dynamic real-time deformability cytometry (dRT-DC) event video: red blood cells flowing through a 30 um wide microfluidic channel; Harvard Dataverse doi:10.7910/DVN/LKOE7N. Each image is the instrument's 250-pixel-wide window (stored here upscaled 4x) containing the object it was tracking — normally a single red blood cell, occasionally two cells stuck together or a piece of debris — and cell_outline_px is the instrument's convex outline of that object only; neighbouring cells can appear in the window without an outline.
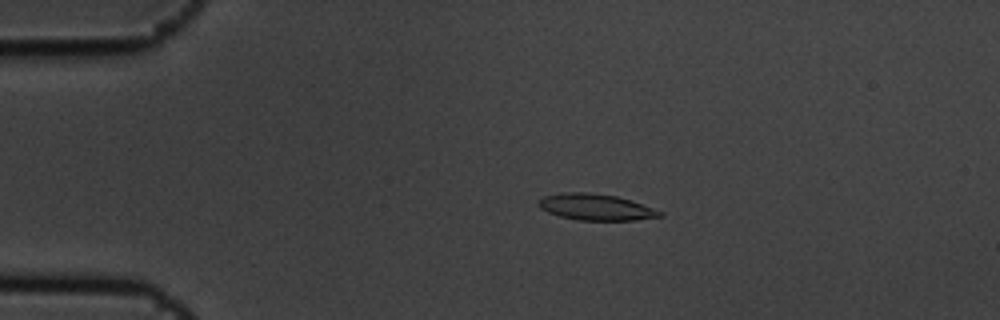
{"species": "common noctule bat (a hibernating species)", "species_latin": "Nyctalus noctula", "temperature_condition": "cold", "stored_images_in_passage": 6, "camera_frame_rate_fps": 3000, "um_per_image_px": 0.085, "animal": {"sex": "male", "body_mass_g": 19.5, "forearm_length_mm": 54.6}, "frame": {"image": 1, "passage_image": 3, "time_ms": 0.667, "image_size_px": [1000, 320], "cell_outline_px": [[664, 216], [636, 220], [576, 220], [560, 216], [548, 212], [540, 208], [540, 200], [544, 196], [564, 192], [588, 192], [616, 196], [632, 200], [664, 212]], "centroid_in_image_um": [50.7, 17.6], "position_along_channel_um": 34.3, "area_um2": 18.55}}
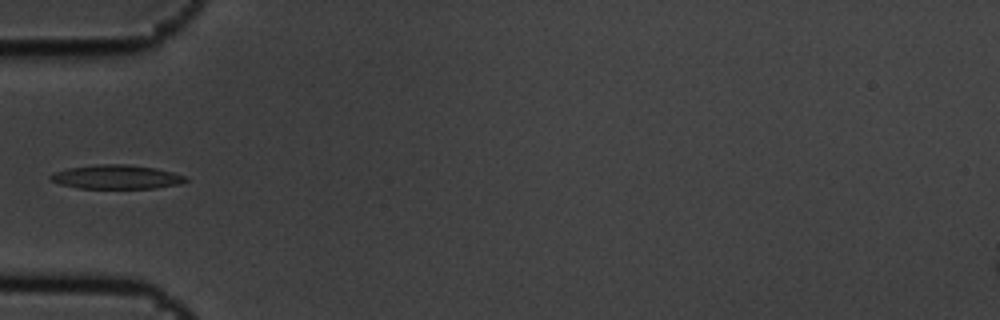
{"frame": {"image": 2, "passage_image": 5, "time_ms": 1.333, "image_size_px": [1000, 320], "cell_outline_px": [[188, 180], [180, 184], [156, 188], [80, 188], [60, 184], [52, 180], [48, 176], [56, 172], [68, 168], [96, 164], [128, 164], [156, 168], [172, 172], [184, 176]], "centroid_in_image_um": [9.92, 15.03], "position_along_channel_um": 75.1, "area_um2": 18.79}}
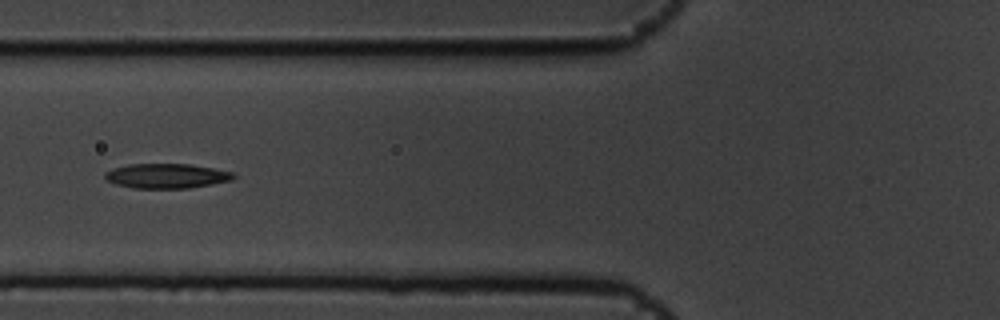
{"frame": {"image": 3, "passage_image": 6, "time_ms": 1.667, "image_size_px": [1000, 320], "cell_outline_px": [[236, 176], [232, 180], [212, 184], [188, 188], [132, 188], [116, 184], [108, 180], [104, 176], [104, 172], [112, 168], [128, 164], [192, 164], [232, 172]], "centroid_in_image_um": [14.14, 14.95], "position_along_channel_um": 111.7, "area_um2": 18.5}}